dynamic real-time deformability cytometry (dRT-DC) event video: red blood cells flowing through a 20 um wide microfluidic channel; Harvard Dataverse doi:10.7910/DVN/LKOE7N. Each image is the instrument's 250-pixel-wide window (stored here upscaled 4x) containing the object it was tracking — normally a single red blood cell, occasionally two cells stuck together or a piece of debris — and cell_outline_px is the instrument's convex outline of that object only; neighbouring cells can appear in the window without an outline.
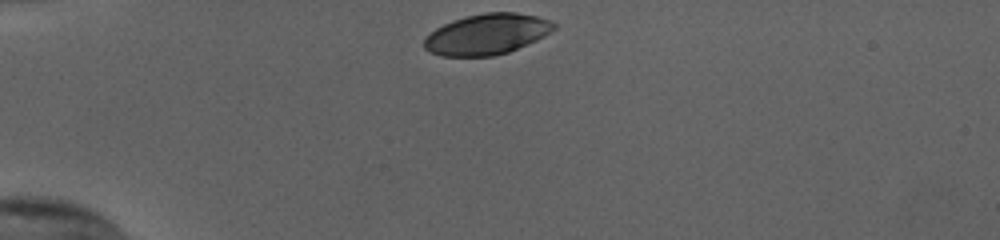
{"species": "human", "species_latin": "Homo sapiens", "temperature_condition": "cold", "stored_images_in_passage": 32, "camera_frame_rate_fps": 3000, "um_per_image_px": 0.085, "donor": {"sex": "female"}, "frame": {"image": 1, "passage_image": 1, "time_ms": 0.0, "image_size_px": [1000, 240], "cell_outline_px": [[556, 28], [544, 36], [536, 40], [508, 52], [492, 56], [440, 56], [424, 48], [424, 36], [436, 28], [452, 20], [484, 12], [516, 12], [536, 16], [548, 20], [556, 24]], "centroid_in_image_um": [41.37, 2.9], "position_along_channel_um": 43.6, "area_um2": 30.69}}
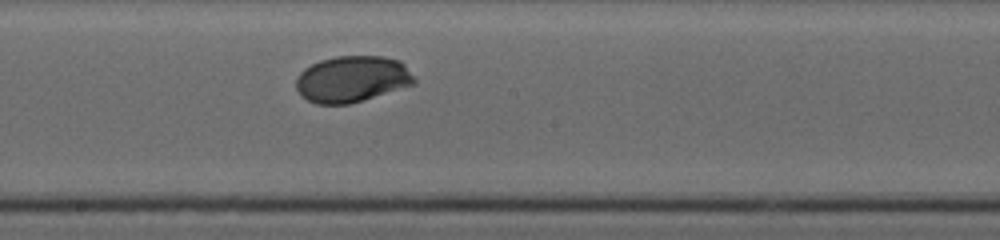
{"frame": {"image": 2, "passage_image": 18, "time_ms": 5.667, "image_size_px": [1000, 240], "cell_outline_px": [[416, 84], [364, 100], [348, 104], [316, 104], [300, 96], [296, 88], [296, 76], [304, 68], [320, 60], [336, 56], [384, 56], [400, 60], [404, 64], [416, 80]], "centroid_in_image_um": [29.92, 6.72], "position_along_channel_um": 218.3, "area_um2": 32.19}}
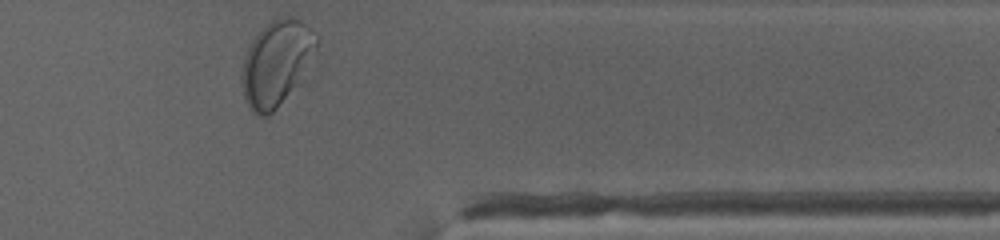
{"frame": {"image": 3, "passage_image": 32, "time_ms": 10.333, "image_size_px": [1000, 240], "cell_outline_px": [[320, 40], [316, 52], [276, 108], [268, 116], [256, 116], [252, 112], [244, 96], [240, 76], [244, 56], [252, 40], [272, 20], [284, 16], [288, 16], [300, 20], [320, 36]], "centroid_in_image_um": [23.47, 5.32], "position_along_channel_um": 387.9, "area_um2": 36.13}, "authors_computed_cell_mechanics": {"area_um2": 31.8767, "velocity_mm_per_s": 3.7868, "shape_relaxation_time_tau1_ms": 2.2138, "shape_relaxation_time_tau2_ms": null, "deformation_change_tau1": 0.1077, "deformation_change_tau2": null}}